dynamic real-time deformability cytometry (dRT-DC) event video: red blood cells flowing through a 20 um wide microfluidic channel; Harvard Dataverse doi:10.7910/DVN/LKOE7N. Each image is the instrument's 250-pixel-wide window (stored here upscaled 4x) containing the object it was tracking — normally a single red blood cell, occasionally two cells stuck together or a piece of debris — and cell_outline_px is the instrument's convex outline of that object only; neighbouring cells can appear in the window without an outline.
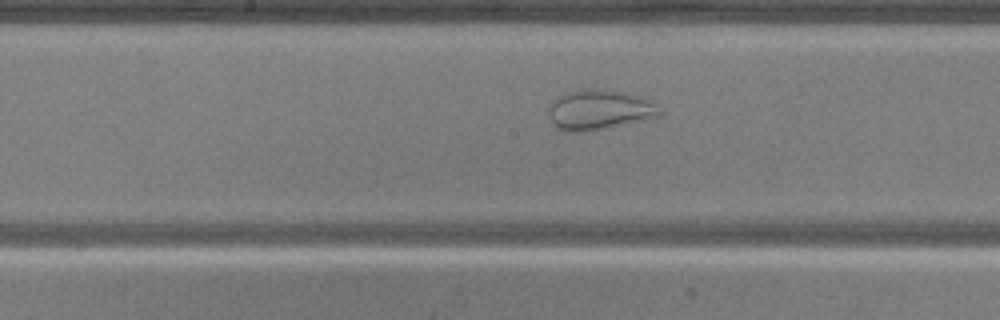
{"species": "common noctule bat (a hibernating species)", "species_latin": "Nyctalus noctula", "temperature_condition": "warm", "stored_images_in_passage": 50, "camera_frame_rate_fps": 3000, "um_per_image_px": 0.085, "animal": {"sex": "male", "body_mass_g": 20.5, "forearm_length_mm": 52.5}, "frame": {"image": 1, "passage_image": 25, "time_ms": 8.0, "image_size_px": [1000, 320], "cell_outline_px": [[660, 116], [612, 128], [588, 132], [564, 132], [556, 128], [552, 124], [548, 112], [548, 108], [556, 96], [564, 92], [588, 88], [620, 92], [640, 96], [652, 100], [660, 112]], "centroid_in_image_um": [50.89, 9.36], "position_along_channel_um": 197.3, "area_um2": 26.36}}
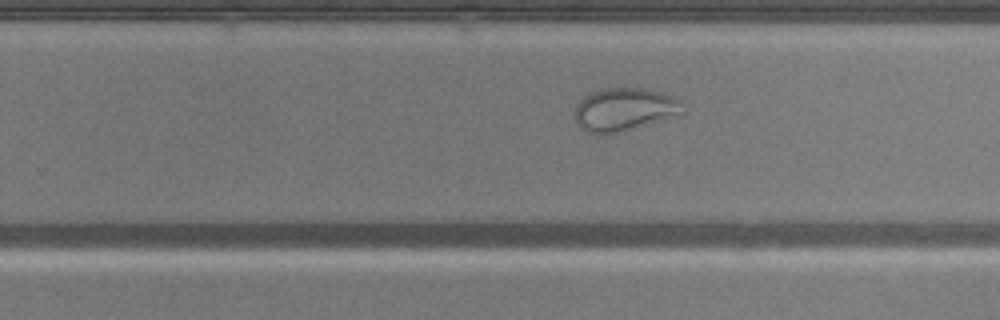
{"frame": {"image": 2, "passage_image": 31, "time_ms": 10.0, "image_size_px": [1000, 320], "cell_outline_px": [[684, 112], [616, 132], [600, 136], [588, 132], [580, 128], [576, 124], [576, 104], [588, 92], [604, 88], [644, 88], [676, 96], [680, 100]], "centroid_in_image_um": [53.0, 9.28], "position_along_channel_um": 276.8, "area_um2": 26.7}}
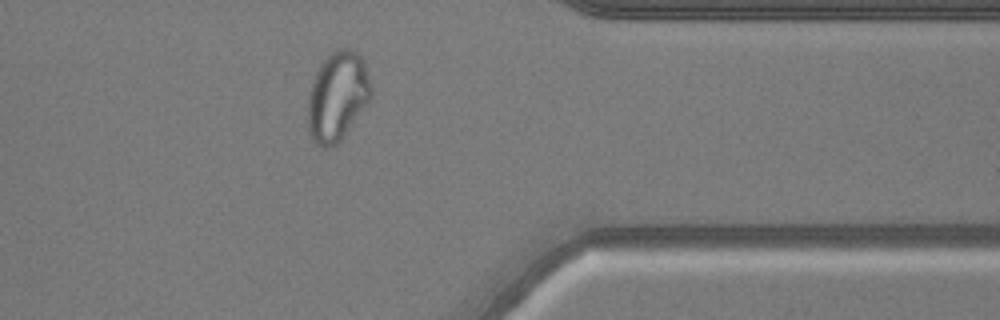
{"frame": {"image": 3, "passage_image": 40, "time_ms": 13.0, "image_size_px": [1000, 320], "cell_outline_px": [[372, 96], [364, 108], [344, 136], [336, 144], [324, 148], [316, 144], [312, 140], [308, 132], [308, 92], [312, 80], [320, 64], [336, 48], [344, 48], [356, 52], [360, 56], [364, 64], [372, 88]], "centroid_in_image_um": [28.66, 8.2], "position_along_channel_um": 382.7, "area_um2": 32.83}}